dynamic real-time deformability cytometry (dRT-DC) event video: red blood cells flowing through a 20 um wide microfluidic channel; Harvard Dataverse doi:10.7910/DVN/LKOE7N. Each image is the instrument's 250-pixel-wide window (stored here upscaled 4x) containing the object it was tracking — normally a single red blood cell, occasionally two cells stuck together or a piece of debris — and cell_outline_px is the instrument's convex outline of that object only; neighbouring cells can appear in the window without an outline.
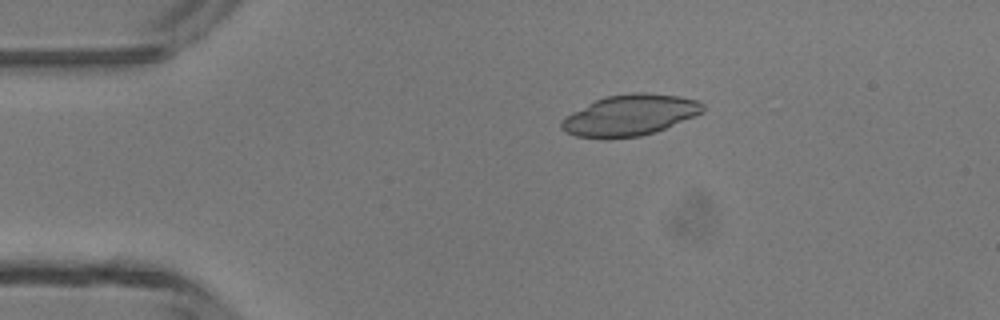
{"species": "common noctule bat (a hibernating species)", "species_latin": "Nyctalus noctula", "temperature_condition": "room temperature", "stored_images_in_passage": 2, "camera_frame_rate_fps": 3000, "um_per_image_px": 0.085, "animal": {"sex": "male", "body_mass_g": 13.3}, "frame": {"image": 1, "passage_image": 1, "time_ms": 0.0, "image_size_px": [1000, 320], "cell_outline_px": [[704, 112], [664, 128], [640, 136], [576, 136], [560, 128], [560, 124], [572, 112], [604, 96], [628, 92], [644, 92], [680, 96], [696, 100], [704, 104]], "centroid_in_image_um": [53.59, 9.74], "position_along_channel_um": 31.4, "area_um2": 32.83}}